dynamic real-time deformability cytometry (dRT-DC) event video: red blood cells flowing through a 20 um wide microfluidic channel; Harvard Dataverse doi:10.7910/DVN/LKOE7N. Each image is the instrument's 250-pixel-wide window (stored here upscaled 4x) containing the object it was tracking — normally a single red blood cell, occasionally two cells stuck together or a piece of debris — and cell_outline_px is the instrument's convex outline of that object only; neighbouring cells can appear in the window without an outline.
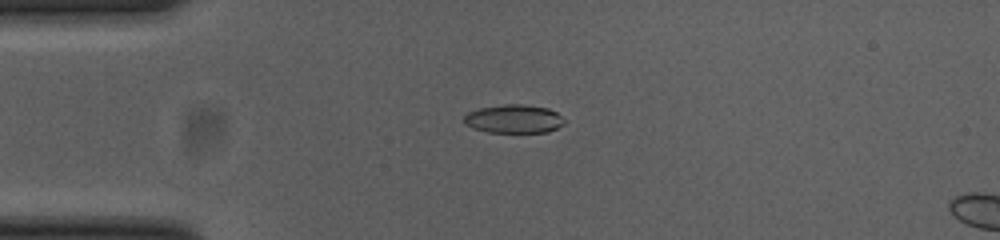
{"species": "common noctule bat (a hibernating species)", "species_latin": "Nyctalus noctula", "temperature_condition": "cold", "stored_images_in_passage": 36, "camera_frame_rate_fps": 3000, "um_per_image_px": 0.085, "animal": {"sex": "female", "body_mass_g": 23.0, "forearm_length_mm": 53.4}, "frame": {"image": 1, "passage_image": 1, "time_ms": 0.0, "image_size_px": [1000, 240], "cell_outline_px": [[564, 124], [548, 132], [488, 132], [472, 128], [464, 124], [464, 116], [468, 112], [480, 108], [504, 104], [524, 104], [548, 108], [556, 112], [564, 120]], "centroid_in_image_um": [43.66, 10.1], "position_along_channel_um": 41.3, "area_um2": 16.65}}
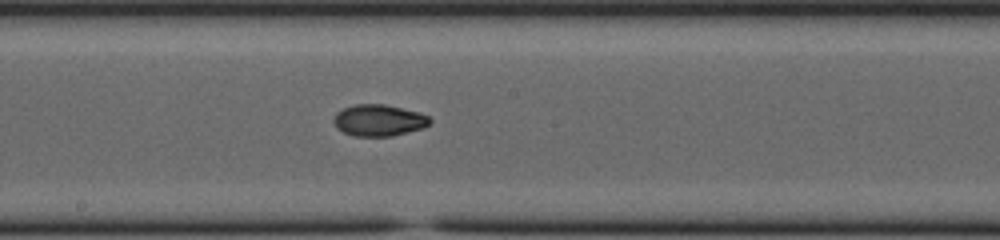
{"frame": {"image": 2, "passage_image": 17, "time_ms": 5.333, "image_size_px": [1000, 240], "cell_outline_px": [[432, 120], [428, 124], [420, 128], [392, 136], [356, 136], [344, 132], [336, 128], [332, 120], [336, 112], [344, 108], [356, 104], [384, 104], [416, 112], [428, 116]], "centroid_in_image_um": [32.14, 10.22], "position_along_channel_um": 216.1, "area_um2": 17.4}}
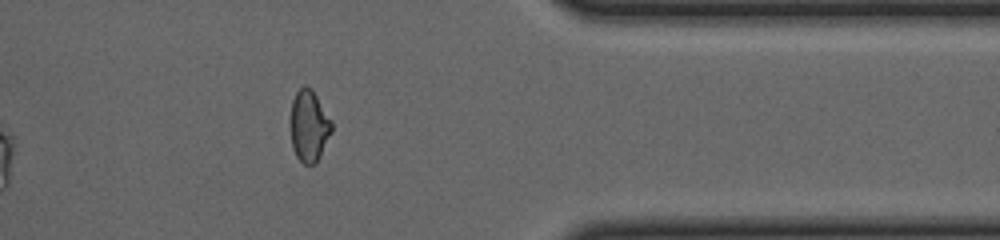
{"frame": {"image": 3, "passage_image": 32, "time_ms": 10.333, "image_size_px": [1000, 240], "cell_outline_px": [[332, 132], [316, 164], [304, 164], [296, 156], [292, 148], [292, 100], [296, 92], [304, 84], [312, 88], [332, 120]], "centroid_in_image_um": [26.3, 10.69], "position_along_channel_um": 385.1, "area_um2": 17.11}, "authors_computed_cell_mechanics": {"area_um2": 17.5134, "velocity_mm_per_s": 3.7171, "shape_relaxation_time_tau1_ms": 5.2119, "shape_relaxation_time_tau2_ms": 3.9801, "deformation_change_tau1": 0.1772, "deformation_change_tau2": 0.0735}}